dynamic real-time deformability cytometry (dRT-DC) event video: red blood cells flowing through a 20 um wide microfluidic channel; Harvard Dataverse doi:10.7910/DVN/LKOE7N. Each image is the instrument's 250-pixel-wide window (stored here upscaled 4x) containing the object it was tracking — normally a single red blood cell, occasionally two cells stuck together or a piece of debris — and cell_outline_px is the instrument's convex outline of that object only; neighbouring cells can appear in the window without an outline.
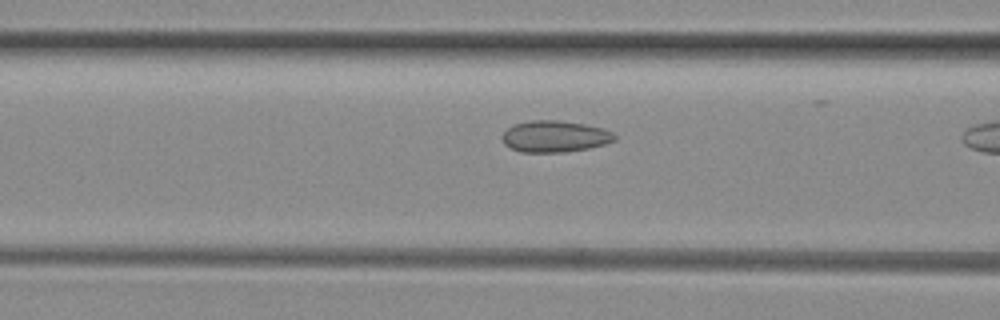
{"species": "common noctule bat (a hibernating species)", "species_latin": "Nyctalus noctula", "temperature_condition": "room temperature", "stored_images_in_passage": 11, "camera_frame_rate_fps": 3000, "um_per_image_px": 0.085, "animal": {"sex": "female", "body_mass_g": 29.2, "forearm_length_mm": 56.3}, "frame": {"image": 1, "passage_image": 10, "time_ms": 3.0, "image_size_px": [1000, 320], "cell_outline_px": [[616, 140], [604, 144], [588, 148], [564, 152], [520, 152], [504, 144], [500, 136], [508, 128], [516, 124], [528, 120], [556, 120], [584, 124], [604, 128], [612, 132], [616, 136]], "centroid_in_image_um": [47.15, 11.59], "position_along_channel_um": 119.5, "area_um2": 20.63}}